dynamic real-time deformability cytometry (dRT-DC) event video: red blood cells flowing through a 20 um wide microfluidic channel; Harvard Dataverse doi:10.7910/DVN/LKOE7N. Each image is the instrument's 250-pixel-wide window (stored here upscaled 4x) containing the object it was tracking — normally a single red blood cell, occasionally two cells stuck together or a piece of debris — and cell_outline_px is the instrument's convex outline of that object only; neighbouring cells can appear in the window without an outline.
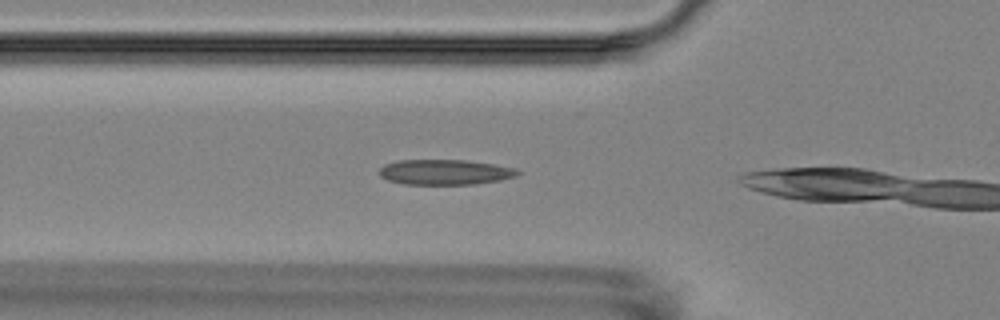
{"species": "Egyptian fruit bat (a non-hibernating species)", "species_latin": "Rousettus aegyptiacus", "temperature_condition": "room temperature", "stored_images_in_passage": 4, "camera_frame_rate_fps": 3000, "um_per_image_px": 0.085, "animal": {"sex": "female"}, "frame": {"image": 1, "passage_image": 4, "time_ms": 3.667, "image_size_px": [1000, 320], "cell_outline_px": [[520, 172], [516, 176], [500, 180], [476, 184], [404, 184], [388, 180], [380, 176], [380, 168], [384, 164], [400, 160], [468, 160], [516, 168]], "centroid_in_image_um": [37.82, 14.63], "position_along_channel_um": 88.0, "area_um2": 20.29}}